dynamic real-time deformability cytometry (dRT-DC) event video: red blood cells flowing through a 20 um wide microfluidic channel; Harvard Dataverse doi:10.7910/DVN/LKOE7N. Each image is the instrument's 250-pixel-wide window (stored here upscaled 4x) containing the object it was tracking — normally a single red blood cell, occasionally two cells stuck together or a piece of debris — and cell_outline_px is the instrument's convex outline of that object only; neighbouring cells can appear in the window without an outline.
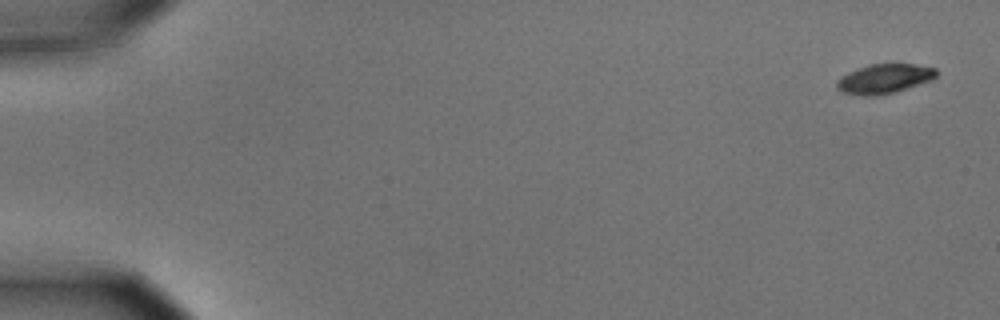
{"species": "common noctule bat (a hibernating species)", "species_latin": "Nyctalus noctula", "temperature_condition": "cold", "stored_images_in_passage": 5, "camera_frame_rate_fps": 3000, "um_per_image_px": 0.085, "animal": {"sex": "male", "body_mass_g": 15.6}, "frame": {"image": 1, "passage_image": 1, "time_ms": 0.0, "image_size_px": [1000, 320], "cell_outline_px": [[936, 76], [932, 80], [896, 92], [876, 96], [864, 96], [840, 92], [836, 88], [836, 80], [840, 76], [848, 72], [872, 64], [916, 64], [936, 68]], "centroid_in_image_um": [75.14, 6.71], "position_along_channel_um": 9.9, "area_um2": 17.22}}